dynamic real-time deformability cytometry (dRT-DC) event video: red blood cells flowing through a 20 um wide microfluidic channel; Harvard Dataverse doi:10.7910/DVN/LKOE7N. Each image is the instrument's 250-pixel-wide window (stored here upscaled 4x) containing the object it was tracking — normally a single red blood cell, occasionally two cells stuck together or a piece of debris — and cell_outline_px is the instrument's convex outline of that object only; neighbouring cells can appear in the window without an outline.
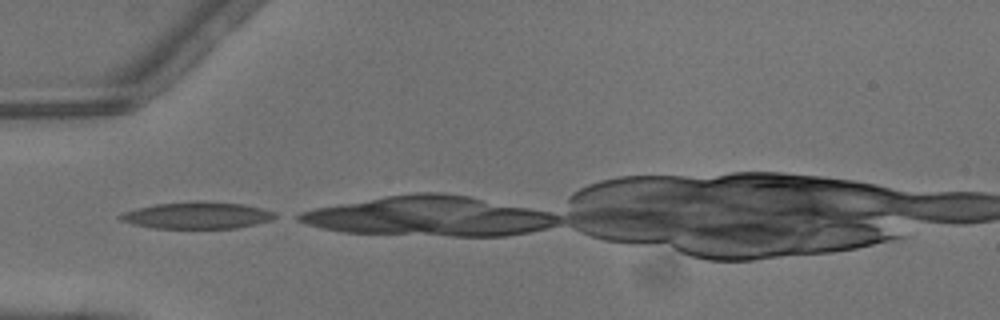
{"species": "common noctule bat (a hibernating species)", "species_latin": "Nyctalus noctula", "temperature_condition": "warm", "stored_images_in_passage": 1, "camera_frame_rate_fps": 3000, "um_per_image_px": 0.085, "animal": {"sex": "male", "body_mass_g": 13.3}, "frame": {"image": 1, "passage_image": 1, "time_ms": 0.0, "image_size_px": [1000, 320], "cell_outline_px": [[280, 216], [272, 220], [256, 224], [236, 228], [152, 228], [132, 224], [120, 220], [116, 216], [124, 212], [136, 208], [156, 204], [196, 200], [208, 200], [244, 204], [276, 212]], "centroid_in_image_um": [16.79, 18.29], "position_along_channel_um": 68.2, "area_um2": 24.62}}